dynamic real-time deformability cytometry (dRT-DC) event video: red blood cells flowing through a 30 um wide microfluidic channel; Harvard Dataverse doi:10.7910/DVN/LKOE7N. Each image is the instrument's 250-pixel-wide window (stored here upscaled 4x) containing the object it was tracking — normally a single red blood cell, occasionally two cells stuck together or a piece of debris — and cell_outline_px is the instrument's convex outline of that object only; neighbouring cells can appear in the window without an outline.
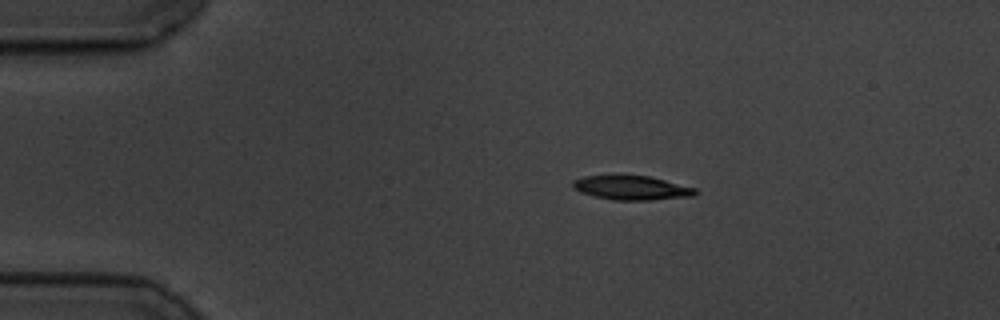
{"species": "common noctule bat (a hibernating species)", "species_latin": "Nyctalus noctula", "temperature_condition": "cold", "stored_images_in_passage": 48, "camera_frame_rate_fps": 3000, "um_per_image_px": 0.085, "animal": {"sex": "male", "body_mass_g": 19.5, "forearm_length_mm": 54.6}, "frame": {"image": 1, "passage_image": 1, "time_ms": 0.0, "image_size_px": [1000, 320], "cell_outline_px": [[700, 192], [692, 196], [652, 200], [612, 200], [580, 192], [572, 188], [572, 180], [584, 176], [648, 176], [696, 188]], "centroid_in_image_um": [53.69, 15.97], "position_along_channel_um": 31.3, "area_um2": 17.11}}
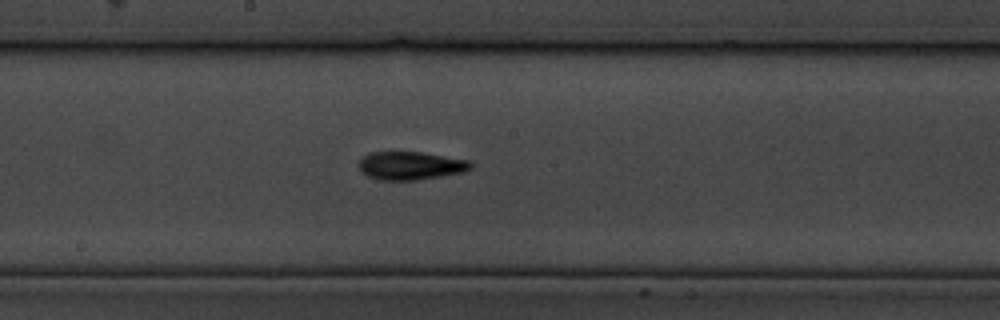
{"frame": {"image": 2, "passage_image": 21, "time_ms": 6.667, "image_size_px": [1000, 320], "cell_outline_px": [[472, 168], [464, 172], [416, 180], [380, 180], [368, 176], [360, 172], [360, 160], [368, 152], [420, 152], [468, 160], [472, 164]], "centroid_in_image_um": [34.89, 14.08], "position_along_channel_um": 213.3, "area_um2": 18.26}}
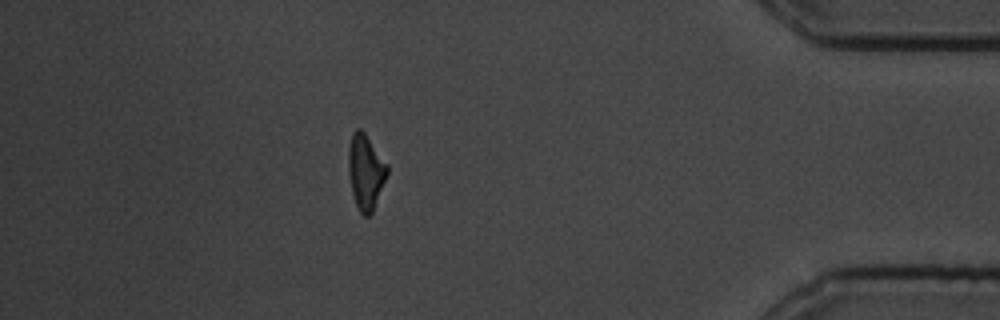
{"frame": {"image": 3, "passage_image": 41, "time_ms": 13.333, "image_size_px": [1000, 320], "cell_outline_px": [[388, 172], [372, 212], [368, 216], [364, 216], [360, 212], [356, 204], [352, 192], [348, 172], [348, 148], [352, 132], [356, 128], [360, 128], [364, 132], [388, 164]], "centroid_in_image_um": [31.06, 14.56], "position_along_channel_um": 404.1, "area_um2": 16.88}, "authors_computed_cell_mechanics": {"area_um2": 17.6001, "velocity_mm_per_s": 3.4876, "shape_relaxation_time_tau1_ms": 4.0248, "shape_relaxation_time_tau2_ms": 7.1486, "deformation_change_tau1": 0.1582, "deformation_change_tau2": 0.1583}}